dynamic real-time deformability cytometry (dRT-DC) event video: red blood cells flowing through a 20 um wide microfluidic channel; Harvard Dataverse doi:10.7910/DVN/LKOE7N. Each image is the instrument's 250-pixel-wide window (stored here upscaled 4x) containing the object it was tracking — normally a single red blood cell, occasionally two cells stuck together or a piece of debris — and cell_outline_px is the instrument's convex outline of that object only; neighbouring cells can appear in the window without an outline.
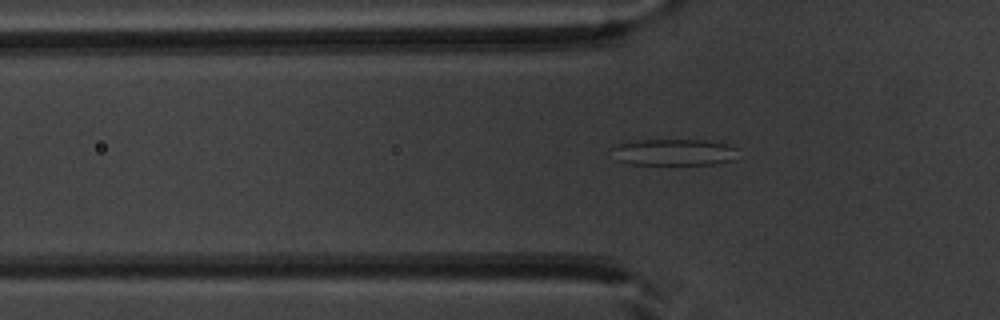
{"species": "common noctule bat (a hibernating species)", "species_latin": "Nyctalus noctula", "temperature_condition": "warm", "stored_images_in_passage": 51, "camera_frame_rate_fps": 3000, "um_per_image_px": 0.085, "animal": {"sex": "male", "body_mass_g": 20.1, "forearm_length_mm": 53.5}, "frame": {"image": 1, "passage_image": 17, "time_ms": 5.333, "image_size_px": [1000, 320], "cell_outline_px": [[736, 160], [716, 164], [628, 164], [616, 160], [608, 148], [612, 144], [636, 140], [704, 140], [728, 144], [736, 148]], "centroid_in_image_um": [57.2, 12.93], "position_along_channel_um": 68.6, "area_um2": 19.94}}
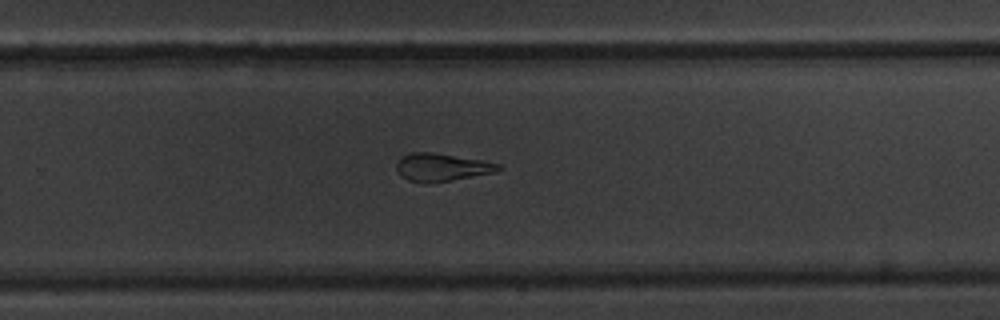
{"frame": {"image": 2, "passage_image": 34, "time_ms": 11.0, "image_size_px": [1000, 320], "cell_outline_px": [[504, 168], [496, 172], [452, 180], [428, 184], [424, 184], [408, 180], [400, 176], [396, 168], [396, 164], [404, 156], [412, 152], [432, 152], [480, 160], [500, 164]], "centroid_in_image_um": [37.55, 14.24], "position_along_channel_um": 292.3, "area_um2": 16.53}}
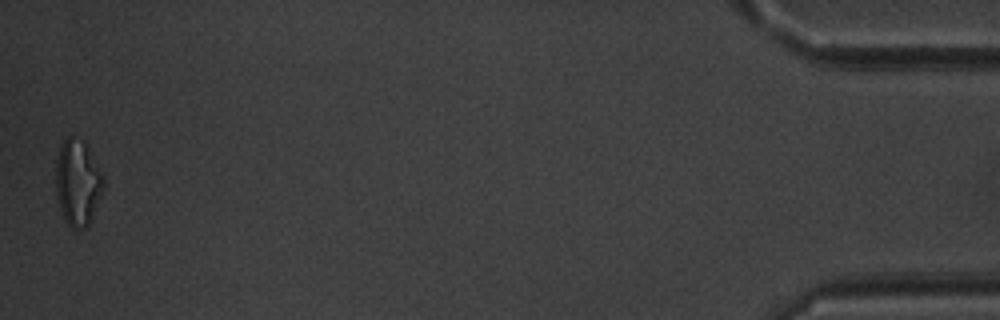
{"frame": {"image": 3, "passage_image": 51, "time_ms": 16.667, "image_size_px": [1000, 320], "cell_outline_px": [[104, 184], [100, 196], [88, 228], [76, 232], [64, 220], [60, 208], [56, 188], [56, 160], [60, 148], [64, 140], [68, 136], [72, 136], [84, 140], [104, 176]], "centroid_in_image_um": [6.61, 15.55], "position_along_channel_um": 428.6, "area_um2": 23.99}, "authors_computed_cell_mechanics": {"area_um2": 19.0162, "velocity_mm_per_s": 3.9465, "shape_relaxation_time_tau1_ms": null, "shape_relaxation_time_tau2_ms": 3.8262, "deformation_change_tau1": null, "deformation_change_tau2": 0.1524}}